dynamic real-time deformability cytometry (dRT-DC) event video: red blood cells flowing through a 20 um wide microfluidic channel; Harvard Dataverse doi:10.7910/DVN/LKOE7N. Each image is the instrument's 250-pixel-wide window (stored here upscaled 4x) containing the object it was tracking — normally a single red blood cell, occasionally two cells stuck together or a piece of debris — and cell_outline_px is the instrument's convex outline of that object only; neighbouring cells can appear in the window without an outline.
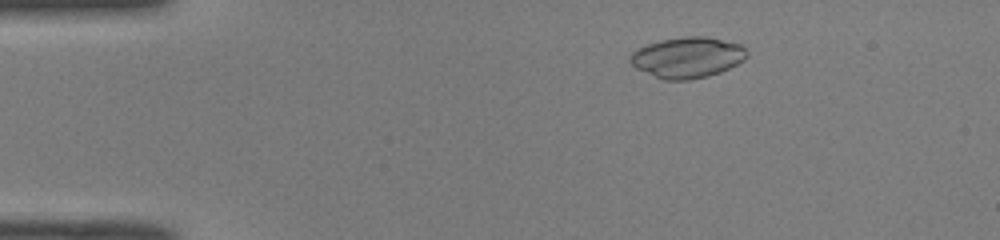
{"species": "common noctule bat (a hibernating species)", "species_latin": "Nyctalus noctula", "temperature_condition": "room temperature", "stored_images_in_passage": 44, "camera_frame_rate_fps": 3000, "um_per_image_px": 0.085, "animal": {"sex": "male", "body_mass_g": 19.0, "forearm_length_mm": 50.8}, "frame": {"image": 1, "passage_image": 3, "time_ms": 0.667, "image_size_px": [1000, 240], "cell_outline_px": [[748, 56], [744, 60], [720, 72], [708, 76], [688, 80], [664, 80], [636, 68], [628, 60], [628, 56], [636, 48], [660, 40], [684, 36], [704, 36], [740, 44], [748, 52]], "centroid_in_image_um": [58.4, 4.88], "position_along_channel_um": 26.6, "area_um2": 27.74}}
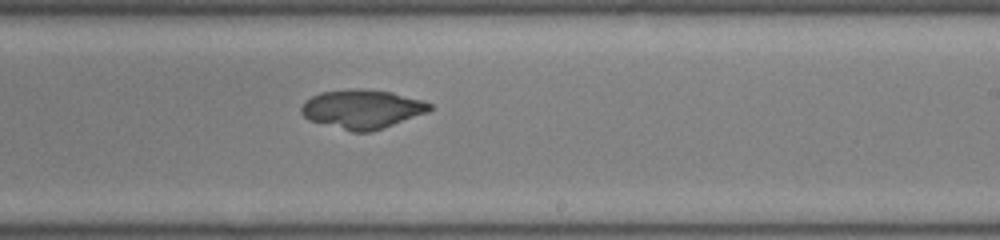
{"frame": {"image": 2, "passage_image": 25, "time_ms": 8.0, "image_size_px": [1000, 240], "cell_outline_px": [[432, 108], [428, 112], [384, 128], [372, 132], [352, 132], [308, 120], [300, 112], [300, 108], [304, 100], [320, 92], [348, 88], [360, 88], [392, 92], [424, 100], [432, 104]], "centroid_in_image_um": [30.77, 9.26], "position_along_channel_um": 258.2, "area_um2": 29.59}}
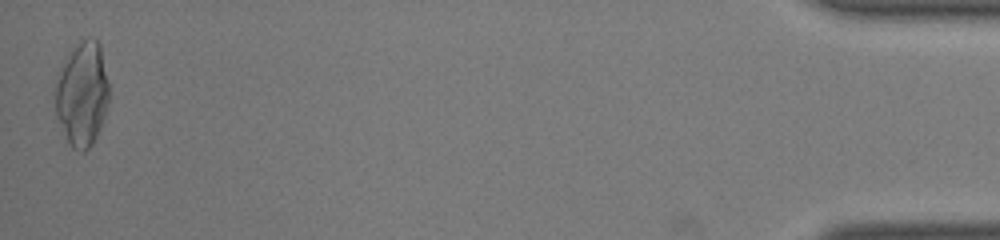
{"frame": {"image": 3, "passage_image": 44, "time_ms": 14.333, "image_size_px": [1000, 240], "cell_outline_px": [[108, 100], [104, 116], [100, 128], [92, 144], [84, 152], [80, 152], [72, 148], [56, 116], [56, 80], [60, 68], [68, 56], [88, 36], [92, 36], [100, 44], [108, 80]], "centroid_in_image_um": [7.0, 8.01], "position_along_channel_um": 428.2, "area_um2": 32.08}}